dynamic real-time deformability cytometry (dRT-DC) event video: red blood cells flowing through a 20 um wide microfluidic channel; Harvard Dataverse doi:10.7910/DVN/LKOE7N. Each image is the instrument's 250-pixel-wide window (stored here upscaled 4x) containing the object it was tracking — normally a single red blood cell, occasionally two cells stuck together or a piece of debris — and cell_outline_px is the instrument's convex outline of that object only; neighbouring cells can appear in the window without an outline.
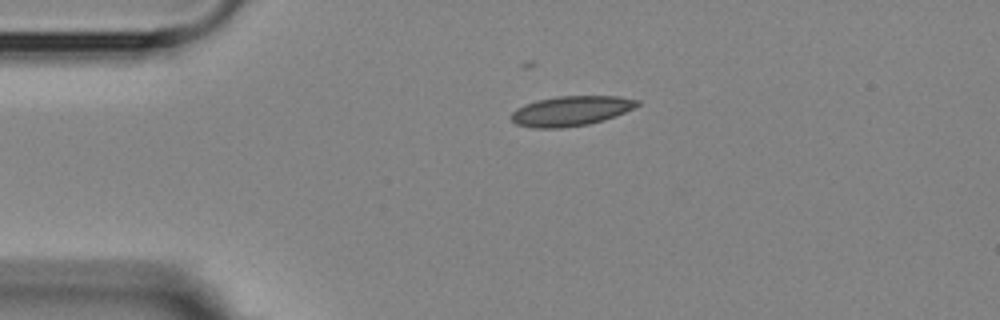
{"species": "Egyptian fruit bat (a non-hibernating species)", "species_latin": "Rousettus aegyptiacus", "temperature_condition": "room temperature", "stored_images_in_passage": 5, "camera_frame_rate_fps": 3000, "um_per_image_px": 0.085, "animal": {"sex": "female"}, "frame": {"image": 1, "passage_image": 5, "time_ms": 4.667, "image_size_px": [1000, 320], "cell_outline_px": [[640, 104], [616, 116], [604, 120], [588, 124], [560, 128], [532, 128], [516, 124], [508, 116], [516, 108], [524, 104], [536, 100], [556, 96], [620, 96], [640, 100]], "centroid_in_image_um": [48.5, 9.42], "position_along_channel_um": 36.5, "area_um2": 22.14}}